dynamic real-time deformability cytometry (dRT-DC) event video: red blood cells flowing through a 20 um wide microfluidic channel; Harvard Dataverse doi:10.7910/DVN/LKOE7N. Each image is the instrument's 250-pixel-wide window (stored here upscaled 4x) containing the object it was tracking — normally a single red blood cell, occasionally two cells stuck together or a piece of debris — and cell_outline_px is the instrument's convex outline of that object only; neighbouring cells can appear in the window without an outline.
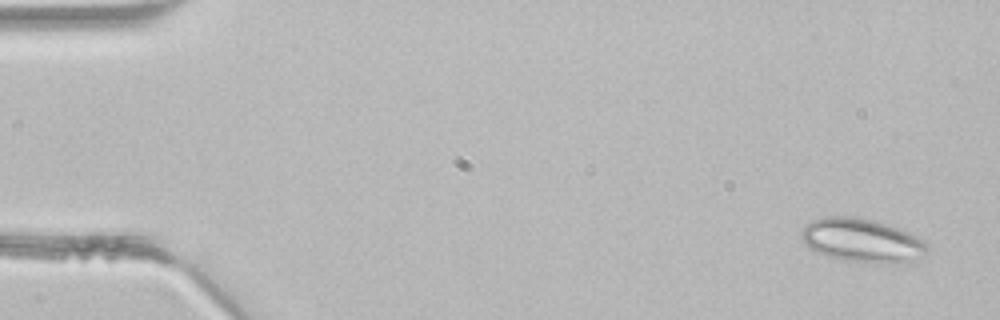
{"species": "common noctule bat (a hibernating species)", "species_latin": "Nyctalus noctula", "temperature_condition": "room temperature", "stored_images_in_passage": 3, "camera_frame_rate_fps": 3000, "um_per_image_px": 0.085, "animal": {"sex": "male", "body_mass_g": 21.5, "forearm_length_mm": 52.0}, "frame": {"image": 1, "passage_image": 1, "time_ms": 0.0, "image_size_px": [1000, 320], "cell_outline_px": [[928, 252], [904, 264], [892, 264], [844, 260], [828, 256], [816, 252], [808, 248], [800, 240], [800, 236], [804, 228], [812, 220], [828, 216], [844, 216], [872, 220], [908, 232], [924, 240], [928, 244]], "centroid_in_image_um": [73.27, 20.46], "position_along_channel_um": 11.7, "area_um2": 31.91}}